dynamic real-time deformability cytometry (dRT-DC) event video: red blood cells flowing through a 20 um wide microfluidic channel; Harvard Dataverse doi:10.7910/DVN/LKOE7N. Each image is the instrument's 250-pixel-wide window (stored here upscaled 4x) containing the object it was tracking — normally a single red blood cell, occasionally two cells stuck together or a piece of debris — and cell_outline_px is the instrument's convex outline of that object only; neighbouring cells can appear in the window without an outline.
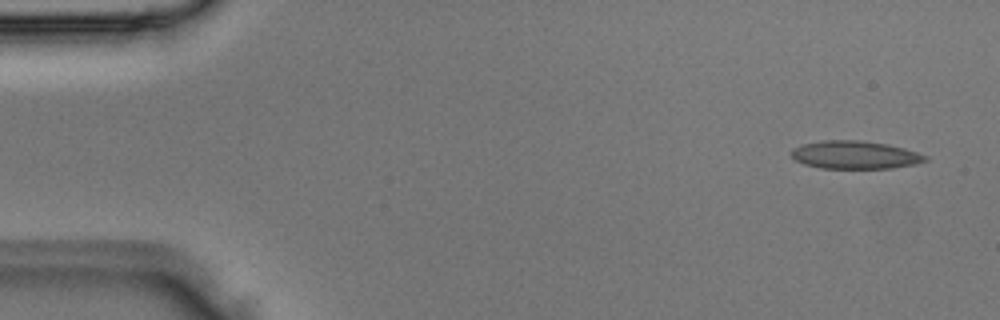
{"species": "Egyptian fruit bat (a non-hibernating species)", "species_latin": "Rousettus aegyptiacus", "temperature_condition": "room temperature", "stored_images_in_passage": 5, "camera_frame_rate_fps": 3000, "um_per_image_px": 0.085, "animal": {"sex": "male"}, "frame": {"image": 1, "passage_image": 5, "time_ms": 1.333, "image_size_px": [1000, 320], "cell_outline_px": [[928, 160], [916, 164], [892, 168], [820, 168], [804, 164], [796, 160], [792, 156], [792, 148], [800, 144], [820, 140], [860, 140], [888, 144], [904, 148], [928, 156]], "centroid_in_image_um": [72.67, 13.16], "position_along_channel_um": 12.3, "area_um2": 21.96}}